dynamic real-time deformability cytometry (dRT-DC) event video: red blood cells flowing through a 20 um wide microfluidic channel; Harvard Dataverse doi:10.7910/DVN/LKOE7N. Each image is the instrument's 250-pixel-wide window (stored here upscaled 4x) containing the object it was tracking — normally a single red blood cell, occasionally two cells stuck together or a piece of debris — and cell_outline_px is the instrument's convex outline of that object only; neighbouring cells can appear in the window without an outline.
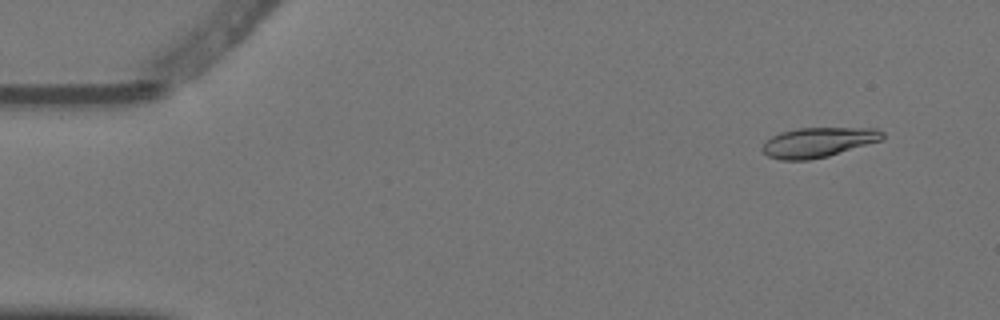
{"species": "Egyptian fruit bat (a non-hibernating species)", "species_latin": "Rousettus aegyptiacus", "temperature_condition": "warm", "stored_images_in_passage": 4, "camera_frame_rate_fps": 3000, "um_per_image_px": 0.085, "animal": {"sex": "female"}, "frame": {"image": 1, "passage_image": 1, "time_ms": 0.0, "image_size_px": [1000, 320], "cell_outline_px": [[884, 136], [880, 140], [828, 156], [808, 160], [780, 160], [768, 156], [760, 148], [772, 136], [780, 132], [796, 128], [876, 128], [884, 132]], "centroid_in_image_um": [69.52, 12.09], "position_along_channel_um": 15.5, "area_um2": 20.69}}
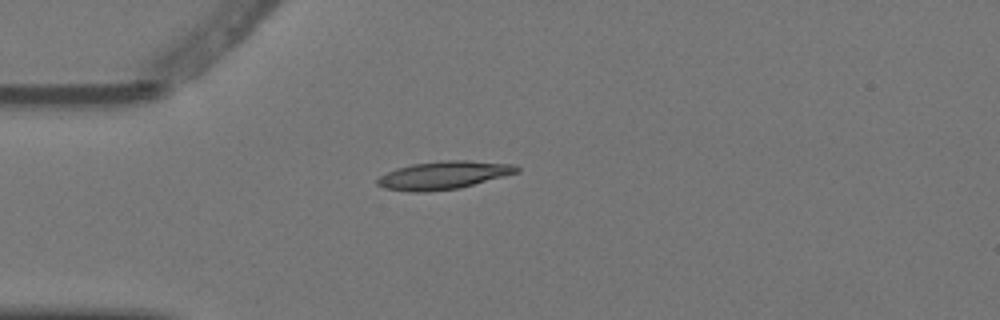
{"frame": {"image": 2, "passage_image": 4, "time_ms": 1.0, "image_size_px": [1000, 320], "cell_outline_px": [[520, 172], [460, 188], [424, 192], [412, 192], [384, 188], [376, 184], [376, 180], [380, 176], [396, 168], [412, 164], [444, 160], [468, 160], [512, 164], [520, 168]], "centroid_in_image_um": [37.71, 14.89], "position_along_channel_um": 47.3, "area_um2": 22.77}}